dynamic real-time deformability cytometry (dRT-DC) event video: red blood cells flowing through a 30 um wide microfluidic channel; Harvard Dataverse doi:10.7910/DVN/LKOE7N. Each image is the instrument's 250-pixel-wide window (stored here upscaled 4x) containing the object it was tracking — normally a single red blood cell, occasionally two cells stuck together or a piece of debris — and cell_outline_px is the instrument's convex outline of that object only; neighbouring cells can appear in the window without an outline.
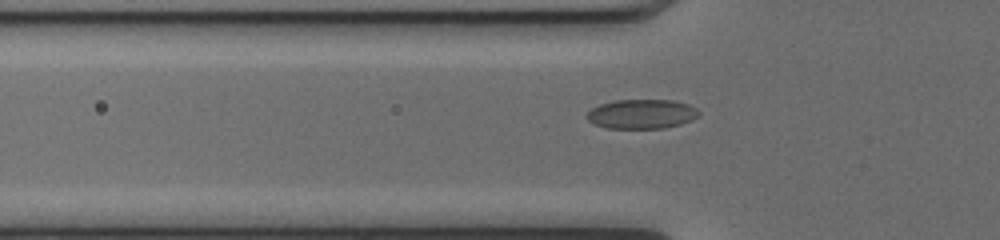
{"species": "common noctule bat (a hibernating species)", "species_latin": "Nyctalus noctula", "temperature_condition": "cold", "stored_images_in_passage": 36, "camera_frame_rate_fps": 3000, "um_per_image_px": 0.085, "animal": {"sex": "female", "body_mass_g": 17.0, "forearm_length_mm": 48.0}, "frame": {"image": 1, "passage_image": 2, "time_ms": 0.333, "image_size_px": [1000, 240], "cell_outline_px": [[700, 112], [692, 120], [680, 124], [664, 128], [608, 128], [596, 124], [588, 120], [584, 116], [592, 108], [600, 104], [616, 100], [672, 100], [688, 104], [696, 108]], "centroid_in_image_um": [54.53, 9.68], "position_along_channel_um": 71.3, "area_um2": 19.07}}
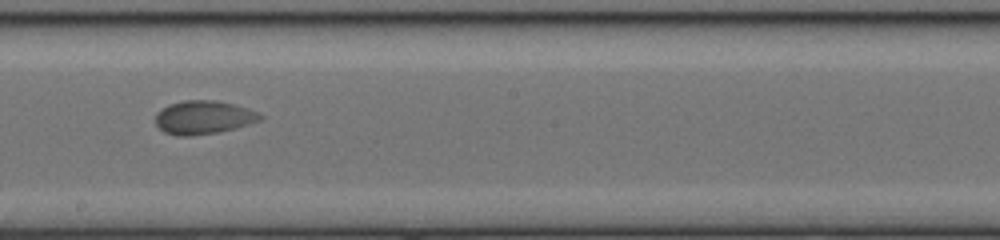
{"frame": {"image": 2, "passage_image": 14, "time_ms": 4.333, "image_size_px": [1000, 240], "cell_outline_px": [[264, 116], [260, 120], [236, 128], [216, 132], [192, 136], [176, 136], [164, 132], [156, 124], [156, 112], [168, 104], [184, 100], [216, 100], [232, 104], [256, 112]], "centroid_in_image_um": [17.25, 9.98], "position_along_channel_um": 231.0, "area_um2": 20.29}}
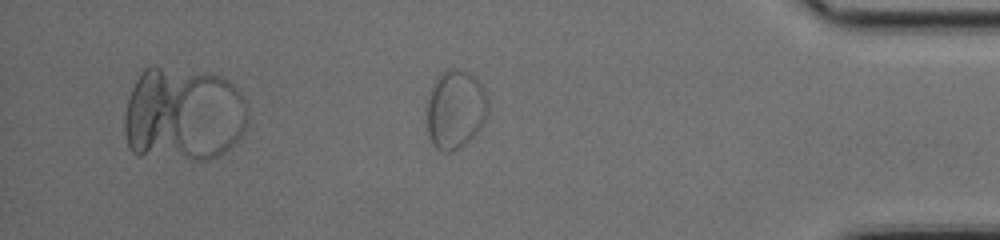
{"frame": {"image": 3, "passage_image": 29, "time_ms": 9.333, "image_size_px": [1000, 240], "cell_outline_px": [[488, 112], [480, 128], [460, 148], [448, 152], [436, 148], [432, 144], [428, 136], [428, 100], [432, 84], [444, 72], [452, 68], [456, 68], [468, 72], [484, 88], [488, 100]], "centroid_in_image_um": [38.71, 9.3], "position_along_channel_um": 396.5, "area_um2": 27.69}}